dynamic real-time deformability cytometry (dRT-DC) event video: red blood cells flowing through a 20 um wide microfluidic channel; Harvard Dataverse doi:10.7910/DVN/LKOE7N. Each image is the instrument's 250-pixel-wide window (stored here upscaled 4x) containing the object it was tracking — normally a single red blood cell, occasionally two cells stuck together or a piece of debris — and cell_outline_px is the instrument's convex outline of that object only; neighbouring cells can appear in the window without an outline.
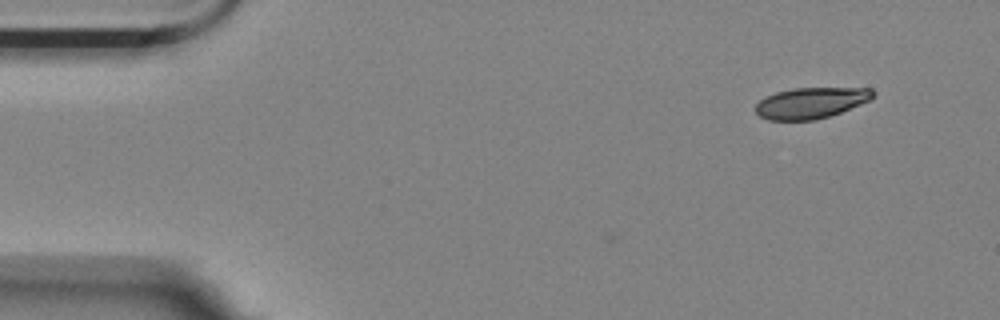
{"species": "Egyptian fruit bat (a non-hibernating species)", "species_latin": "Rousettus aegyptiacus", "temperature_condition": "room temperature", "stored_images_in_passage": 2, "camera_frame_rate_fps": 3000, "um_per_image_px": 0.085, "animal": {"sex": "female"}, "frame": {"image": 1, "passage_image": 2, "time_ms": 0.333, "image_size_px": [1000, 320], "cell_outline_px": [[876, 92], [868, 100], [860, 104], [840, 112], [816, 120], [768, 120], [760, 116], [756, 112], [756, 104], [764, 96], [776, 92], [792, 88], [872, 88]], "centroid_in_image_um": [68.89, 8.74], "position_along_channel_um": 16.1, "area_um2": 21.1}}